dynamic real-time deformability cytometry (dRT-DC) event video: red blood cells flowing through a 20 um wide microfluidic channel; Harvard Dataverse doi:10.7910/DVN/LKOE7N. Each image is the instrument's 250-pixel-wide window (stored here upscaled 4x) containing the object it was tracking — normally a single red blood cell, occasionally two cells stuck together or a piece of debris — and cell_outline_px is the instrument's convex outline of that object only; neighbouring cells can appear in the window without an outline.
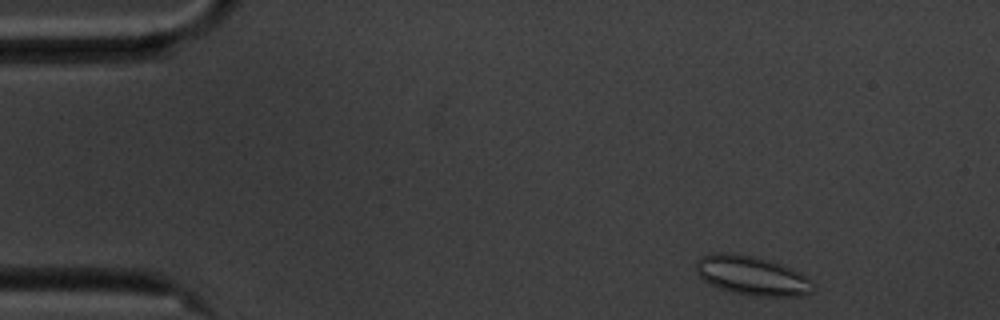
{"species": "common noctule bat (a hibernating species)", "species_latin": "Nyctalus noctula", "temperature_condition": "cold", "stored_images_in_passage": 52, "camera_frame_rate_fps": 3000, "um_per_image_px": 0.085, "animal": {"sex": "male", "body_mass_g": 20.1, "forearm_length_mm": 53.5}, "frame": {"image": 1, "passage_image": 2, "time_ms": 0.333, "image_size_px": [1000, 320], "cell_outline_px": [[816, 288], [812, 292], [800, 296], [752, 296], [732, 292], [708, 284], [696, 272], [696, 260], [700, 256], [712, 252], [732, 252], [752, 256], [780, 264], [800, 272], [812, 280], [816, 284]], "centroid_in_image_um": [63.92, 23.42], "position_along_channel_um": 21.1, "area_um2": 27.05}}
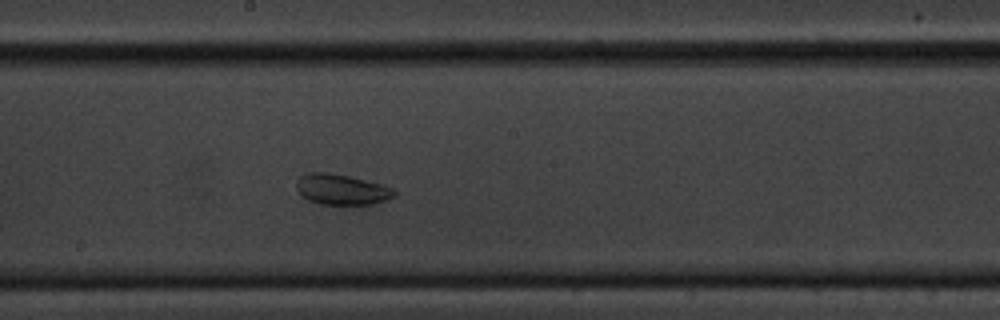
{"frame": {"image": 2, "passage_image": 26, "time_ms": 8.333, "image_size_px": [1000, 320], "cell_outline_px": [[396, 196], [372, 204], [320, 204], [308, 200], [296, 188], [296, 184], [300, 176], [308, 172], [328, 172], [348, 176], [380, 184], [392, 188], [396, 192]], "centroid_in_image_um": [29.02, 16.1], "position_along_channel_um": 219.2, "area_um2": 17.17}}
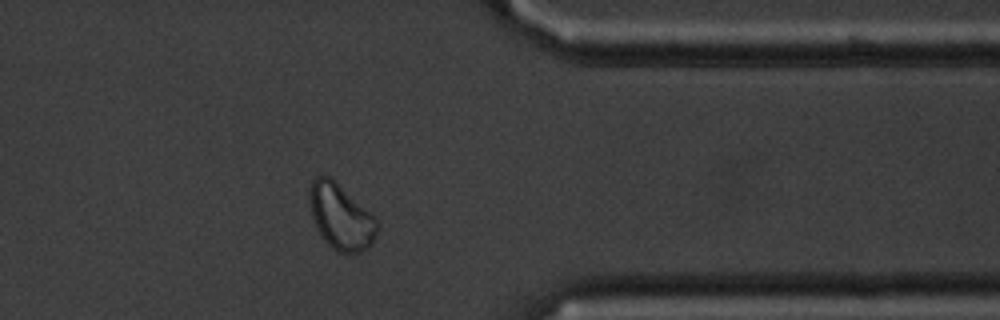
{"frame": {"image": 3, "passage_image": 41, "time_ms": 13.333, "image_size_px": [1000, 320], "cell_outline_px": [[380, 228], [372, 244], [368, 248], [360, 252], [336, 252], [320, 236], [316, 228], [312, 216], [308, 196], [308, 188], [312, 180], [316, 176], [328, 176], [376, 216], [380, 224]], "centroid_in_image_um": [28.99, 18.44], "position_along_channel_um": 382.4, "area_um2": 26.13}}